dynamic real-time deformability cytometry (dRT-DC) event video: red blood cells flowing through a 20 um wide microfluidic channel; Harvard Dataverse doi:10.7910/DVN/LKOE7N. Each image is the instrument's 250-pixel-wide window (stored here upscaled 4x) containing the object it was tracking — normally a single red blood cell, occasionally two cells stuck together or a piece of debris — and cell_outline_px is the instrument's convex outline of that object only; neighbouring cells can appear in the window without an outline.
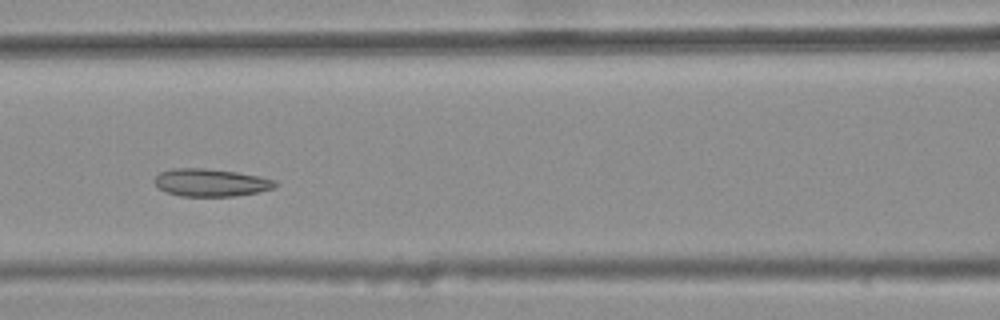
{"species": "common noctule bat (a hibernating species)", "species_latin": "Nyctalus noctula", "temperature_condition": "warm", "stored_images_in_passage": 10, "camera_frame_rate_fps": 3000, "um_per_image_px": 0.085, "animal": {"sex": "female", "body_mass_g": 25.1}, "frame": {"image": 1, "passage_image": 5, "time_ms": 1.333, "image_size_px": [1000, 320], "cell_outline_px": [[280, 184], [272, 188], [256, 192], [236, 196], [180, 196], [164, 192], [156, 188], [152, 180], [160, 172], [172, 168], [204, 168], [236, 172], [260, 176], [276, 180]], "centroid_in_image_um": [17.87, 15.52], "position_along_channel_um": 148.7, "area_um2": 19.71}}
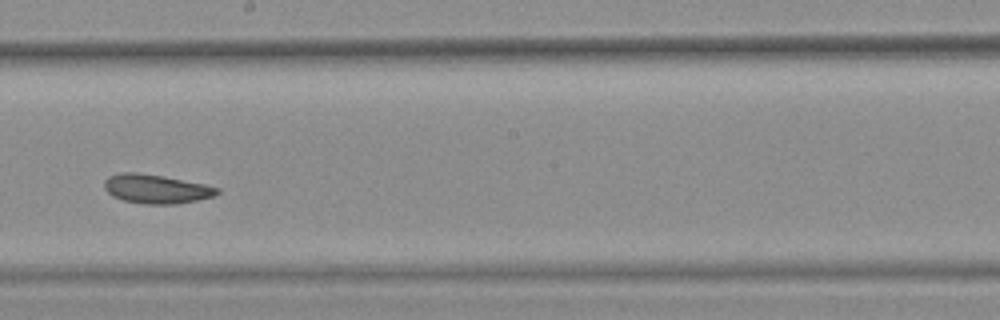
{"frame": {"image": 2, "passage_image": 7, "time_ms": 2.0, "image_size_px": [1000, 320], "cell_outline_px": [[220, 192], [216, 196], [176, 204], [144, 204], [124, 200], [112, 196], [104, 188], [104, 180], [108, 176], [124, 172], [136, 172], [164, 176], [204, 184], [220, 188]], "centroid_in_image_um": [13.28, 16.05], "position_along_channel_um": 234.9, "area_um2": 19.13}}
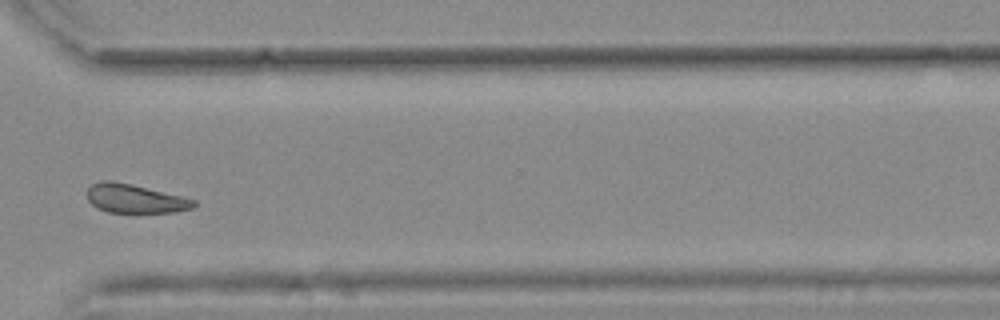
{"frame": {"image": 3, "passage_image": 10, "time_ms": 3.0, "image_size_px": [1000, 320], "cell_outline_px": [[196, 204], [192, 208], [176, 212], [108, 212], [96, 208], [88, 200], [88, 188], [92, 184], [100, 180], [112, 180], [132, 184], [184, 196], [196, 200]], "centroid_in_image_um": [11.48, 16.87], "position_along_channel_um": 359.1, "area_um2": 18.03}}